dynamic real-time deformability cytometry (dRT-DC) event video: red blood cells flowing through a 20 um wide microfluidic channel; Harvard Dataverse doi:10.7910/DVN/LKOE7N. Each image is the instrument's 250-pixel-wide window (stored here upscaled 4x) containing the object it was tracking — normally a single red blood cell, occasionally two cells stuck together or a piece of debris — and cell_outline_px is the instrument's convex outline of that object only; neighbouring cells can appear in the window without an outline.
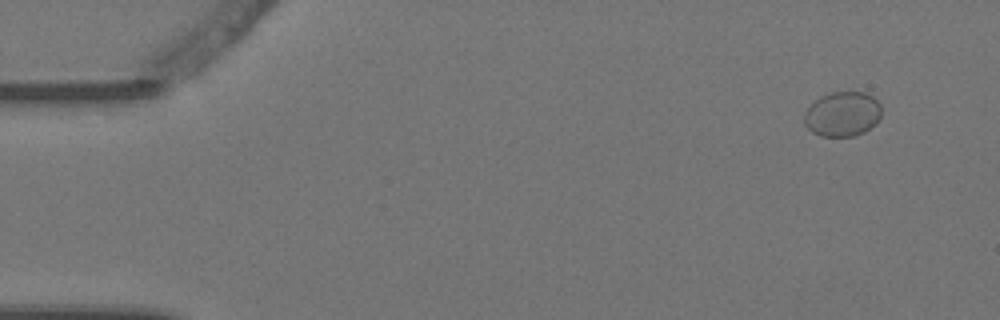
{"species": "Egyptian fruit bat (a non-hibernating species)", "species_latin": "Rousettus aegyptiacus", "temperature_condition": "warm", "stored_images_in_passage": 6, "camera_frame_rate_fps": 3000, "um_per_image_px": 0.085, "animal": {"sex": "female"}, "frame": {"image": 1, "passage_image": 1, "time_ms": 0.0, "image_size_px": [1000, 320], "cell_outline_px": [[880, 116], [876, 124], [864, 132], [852, 136], [820, 136], [812, 132], [804, 124], [804, 112], [820, 96], [832, 92], [864, 92], [872, 96], [880, 104]], "centroid_in_image_um": [71.6, 9.7], "position_along_channel_um": 13.4, "area_um2": 20.11}}
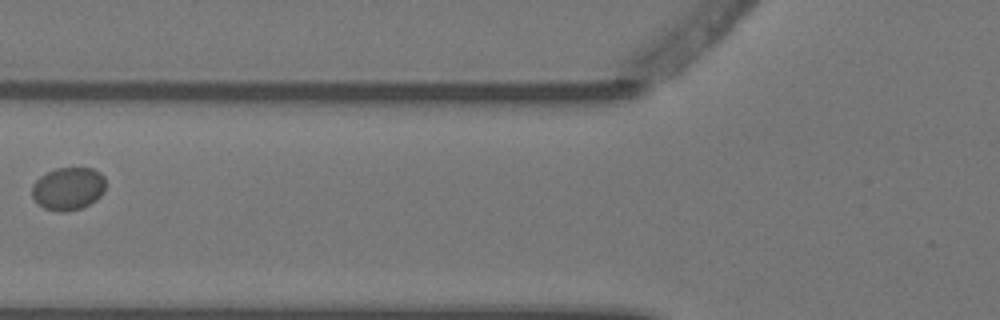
{"frame": {"image": 2, "passage_image": 5, "time_ms": 1.333, "image_size_px": [1000, 320], "cell_outline_px": [[104, 192], [96, 200], [80, 208], [64, 212], [60, 212], [44, 208], [32, 196], [32, 184], [40, 176], [56, 168], [92, 168], [100, 172], [104, 176]], "centroid_in_image_um": [5.8, 16.02], "position_along_channel_um": 120.0, "area_um2": 18.26}}
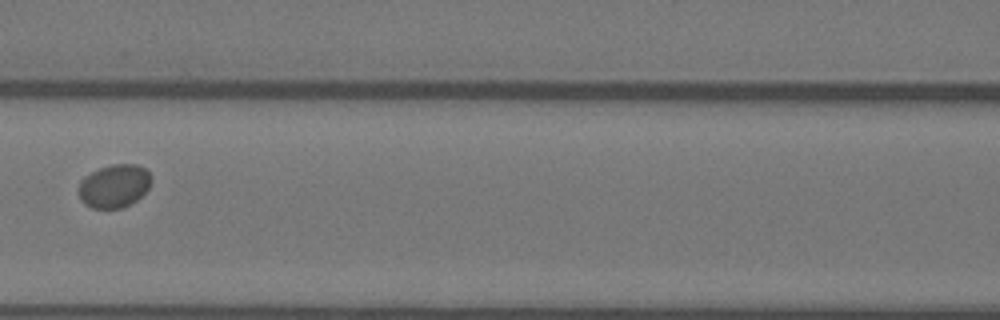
{"frame": {"image": 3, "passage_image": 6, "time_ms": 1.667, "image_size_px": [1000, 320], "cell_outline_px": [[152, 180], [148, 188], [136, 200], [124, 208], [92, 208], [84, 204], [80, 200], [80, 180], [84, 176], [100, 168], [112, 164], [136, 164], [144, 168], [152, 176]], "centroid_in_image_um": [9.71, 15.81], "position_along_channel_um": 156.9, "area_um2": 18.26}}